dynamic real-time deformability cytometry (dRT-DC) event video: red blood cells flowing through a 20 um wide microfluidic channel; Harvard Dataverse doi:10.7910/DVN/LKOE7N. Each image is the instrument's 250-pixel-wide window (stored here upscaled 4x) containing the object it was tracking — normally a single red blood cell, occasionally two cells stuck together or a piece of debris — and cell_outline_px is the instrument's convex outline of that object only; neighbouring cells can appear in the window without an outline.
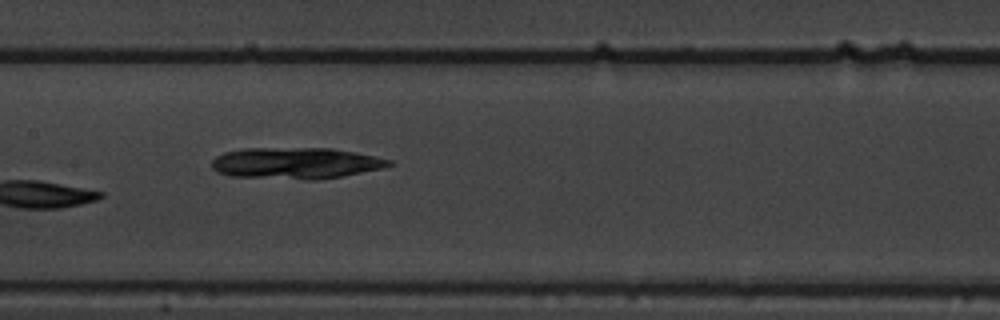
{"species": "common noctule bat (a hibernating species)", "species_latin": "Nyctalus noctula", "temperature_condition": "warm", "stored_images_in_passage": 9, "camera_frame_rate_fps": 3000, "um_per_image_px": 0.085, "animal": {"sex": "male", "body_mass_g": 19.5, "forearm_length_mm": 54.6}, "frame": {"image": 1, "passage_image": 8, "time_ms": 2.333, "image_size_px": [1000, 320], "cell_outline_px": [[392, 164], [384, 168], [344, 176], [316, 180], [304, 180], [228, 176], [216, 172], [212, 168], [212, 160], [216, 156], [224, 152], [244, 148], [332, 148], [392, 160]], "centroid_in_image_um": [25.1, 13.88], "position_along_channel_um": 182.3, "area_um2": 32.66}}